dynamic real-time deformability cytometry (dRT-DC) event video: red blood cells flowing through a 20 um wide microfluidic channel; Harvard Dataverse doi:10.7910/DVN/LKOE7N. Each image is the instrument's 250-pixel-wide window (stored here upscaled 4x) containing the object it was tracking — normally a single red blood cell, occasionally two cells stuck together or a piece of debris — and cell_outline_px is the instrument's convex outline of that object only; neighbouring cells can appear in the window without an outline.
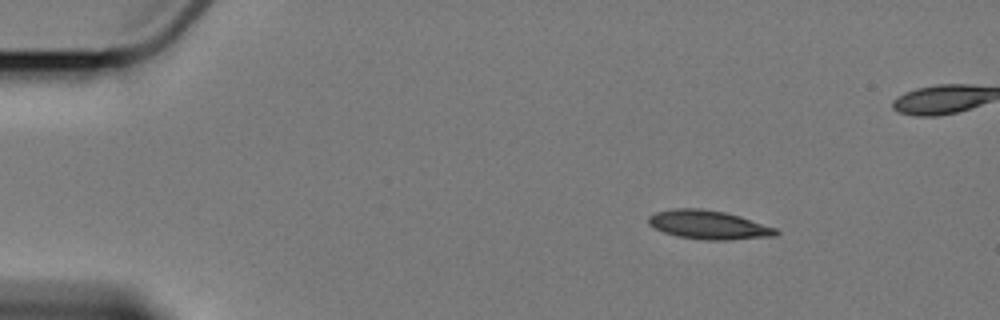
{"species": "Egyptian fruit bat (a non-hibernating species)", "species_latin": "Rousettus aegyptiacus", "temperature_condition": "cold", "stored_images_in_passage": 4, "camera_frame_rate_fps": 3000, "um_per_image_px": 0.085, "animal": {"sex": "female"}, "frame": {"image": 1, "passage_image": 1, "time_ms": 0.0, "image_size_px": [1000, 320], "cell_outline_px": [[780, 232], [776, 236], [728, 240], [708, 240], [676, 236], [664, 232], [648, 224], [648, 216], [656, 212], [672, 208], [700, 208], [724, 212], [740, 216], [776, 228]], "centroid_in_image_um": [60.23, 19.11], "position_along_channel_um": 24.8, "area_um2": 21.39}}